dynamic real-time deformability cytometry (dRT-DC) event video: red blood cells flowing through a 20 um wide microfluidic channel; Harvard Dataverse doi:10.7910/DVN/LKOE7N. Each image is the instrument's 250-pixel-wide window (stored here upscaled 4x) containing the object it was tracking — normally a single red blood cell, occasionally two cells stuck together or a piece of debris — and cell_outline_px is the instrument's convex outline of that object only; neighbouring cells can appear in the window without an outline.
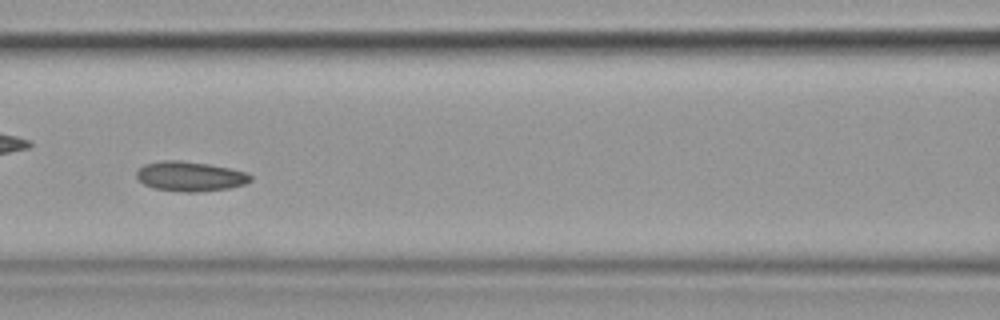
{"species": "common noctule bat (a hibernating species)", "species_latin": "Nyctalus noctula", "temperature_condition": "cold", "stored_images_in_passage": 55, "camera_frame_rate_fps": 3000, "um_per_image_px": 0.085, "animal": {"sex": "female", "body_mass_g": 19.9}, "frame": {"image": 1, "passage_image": 24, "time_ms": 7.667, "image_size_px": [1000, 320], "cell_outline_px": [[252, 180], [244, 184], [228, 188], [196, 192], [184, 192], [152, 188], [144, 184], [136, 176], [136, 172], [144, 164], [164, 160], [180, 160], [208, 164], [248, 172], [252, 176]], "centroid_in_image_um": [16.16, 14.99], "position_along_channel_um": 150.4, "area_um2": 19.71}, "authors_computed_cell_mechanics": {"area_um2": 19.9988, "velocity_mm_per_s": 3.5467, "shape_relaxation_time_tau1_ms": 4.4841, "shape_relaxation_time_tau2_ms": 2.2927, "deformation_change_tau1": 0.0843, "deformation_change_tau2": 0.0692}}